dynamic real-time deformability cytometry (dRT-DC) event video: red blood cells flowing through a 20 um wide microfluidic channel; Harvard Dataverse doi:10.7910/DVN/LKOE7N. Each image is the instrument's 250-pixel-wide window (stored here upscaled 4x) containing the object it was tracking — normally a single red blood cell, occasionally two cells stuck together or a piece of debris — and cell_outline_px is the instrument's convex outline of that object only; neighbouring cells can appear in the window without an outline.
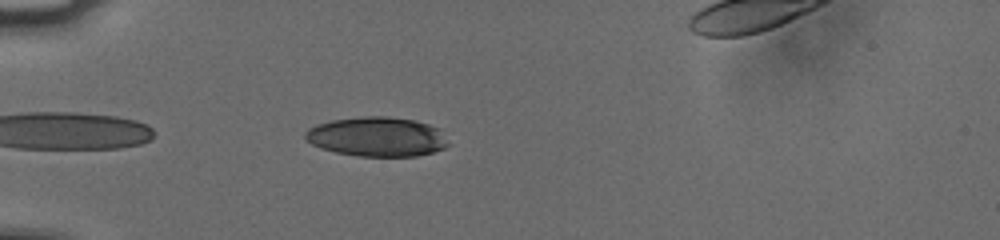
{"species": "human", "species_latin": "Homo sapiens", "temperature_condition": "cold", "stored_images_in_passage": 41, "camera_frame_rate_fps": 3000, "um_per_image_px": 0.085, "donor": {"sex": "male"}, "frame": {"image": 1, "passage_image": 3, "time_ms": 0.667, "image_size_px": [1000, 240], "cell_outline_px": [[448, 144], [444, 148], [432, 152], [416, 156], [360, 156], [336, 152], [320, 148], [312, 144], [304, 136], [304, 132], [308, 128], [316, 124], [332, 120], [364, 116], [388, 116], [416, 120], [440, 128]], "centroid_in_image_um": [32.04, 11.61], "position_along_channel_um": 53.0, "area_um2": 32.95}}
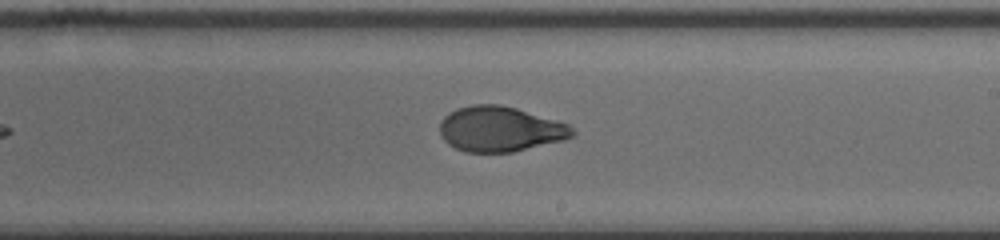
{"frame": {"image": 2, "passage_image": 20, "time_ms": 6.333, "image_size_px": [1000, 240], "cell_outline_px": [[576, 132], [572, 136], [564, 140], [512, 152], [464, 152], [448, 144], [440, 136], [440, 124], [444, 116], [456, 108], [472, 104], [500, 104], [516, 108], [556, 120], [568, 124]], "centroid_in_image_um": [42.49, 10.97], "position_along_channel_um": 246.5, "area_um2": 34.97}}
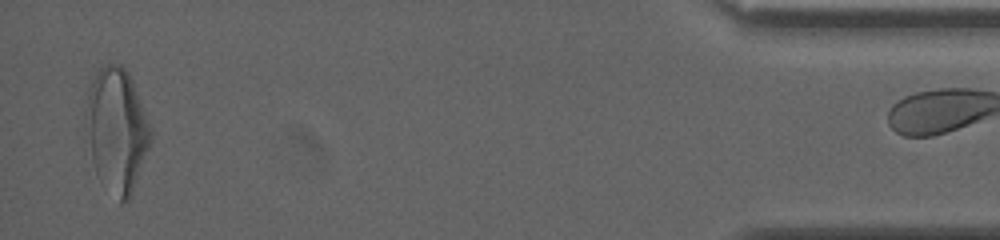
{"frame": {"image": 3, "passage_image": 40, "time_ms": 13.0, "image_size_px": [1000, 240], "cell_outline_px": [[152, 140], [132, 192], [128, 200], [120, 204], [96, 172], [92, 160], [84, 120], [88, 92], [92, 80], [96, 72], [104, 64], [120, 64], [128, 72], [132, 80], [152, 128]], "centroid_in_image_um": [9.93, 11.03], "position_along_channel_um": 425.3, "area_um2": 46.59}}